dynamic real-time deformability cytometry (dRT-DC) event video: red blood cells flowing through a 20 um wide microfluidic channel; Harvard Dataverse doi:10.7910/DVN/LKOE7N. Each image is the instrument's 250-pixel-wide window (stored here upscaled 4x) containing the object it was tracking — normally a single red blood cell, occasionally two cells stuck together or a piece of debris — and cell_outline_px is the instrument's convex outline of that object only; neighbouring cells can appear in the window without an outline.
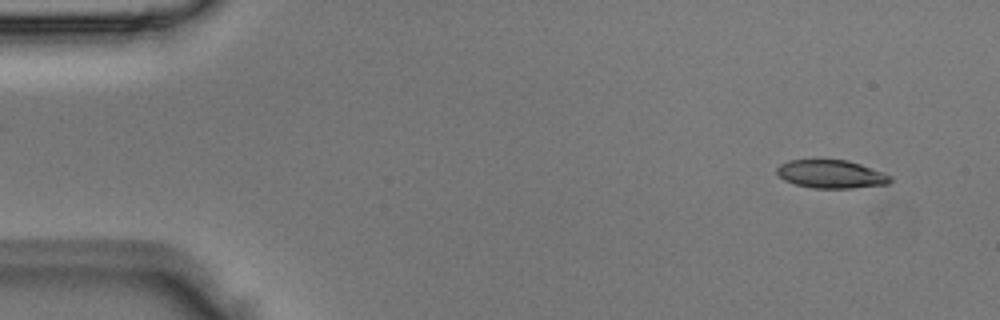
{"species": "Egyptian fruit bat (a non-hibernating species)", "species_latin": "Rousettus aegyptiacus", "temperature_condition": "room temperature", "stored_images_in_passage": 5, "segment_of_instrument_passage": [2, 2], "camera_frame_rate_fps": 3000, "um_per_image_px": 0.085, "animal": {"sex": "male"}, "frame": {"image": 1, "passage_image": 5, "time_ms": 1.333, "image_size_px": [1000, 320], "cell_outline_px": [[892, 180], [888, 184], [852, 188], [812, 188], [796, 184], [784, 180], [776, 172], [776, 168], [780, 164], [788, 160], [848, 160], [884, 172], [892, 176]], "centroid_in_image_um": [70.66, 14.8], "position_along_channel_um": 14.3, "area_um2": 18.67}}